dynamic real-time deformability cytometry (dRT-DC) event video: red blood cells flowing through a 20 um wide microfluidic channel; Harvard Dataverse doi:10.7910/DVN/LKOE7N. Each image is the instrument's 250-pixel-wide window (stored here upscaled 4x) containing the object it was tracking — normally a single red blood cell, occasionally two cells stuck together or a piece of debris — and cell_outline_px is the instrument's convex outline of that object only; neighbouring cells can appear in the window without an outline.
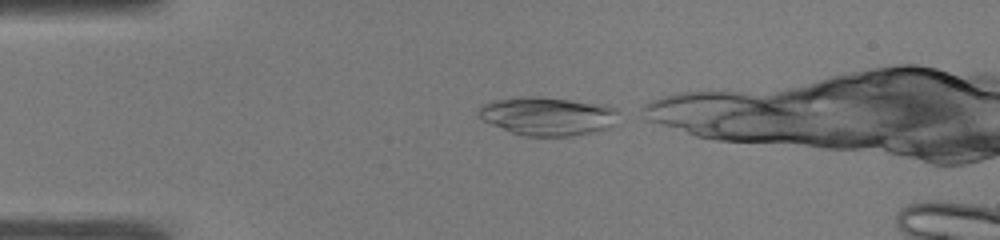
{"species": "common noctule bat (a hibernating species)", "species_latin": "Nyctalus noctula", "temperature_condition": "warm", "stored_images_in_passage": 31, "camera_frame_rate_fps": 3000, "um_per_image_px": 0.085, "animal": {"sex": "male", "body_mass_g": 19.0, "forearm_length_mm": 50.8}, "frame": {"image": 1, "passage_image": 1, "time_ms": 0.0, "image_size_px": [1000, 240], "cell_outline_px": [[620, 112], [612, 124], [604, 128], [588, 132], [568, 136], [524, 136], [512, 132], [492, 124], [476, 116], [476, 112], [480, 104], [496, 100], [536, 96], [600, 104], [616, 108]], "centroid_in_image_um": [46.48, 9.86], "position_along_channel_um": 38.5, "area_um2": 30.81}}
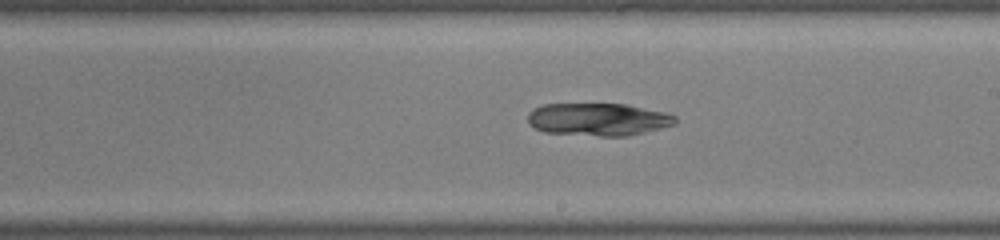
{"frame": {"image": 2, "passage_image": 19, "time_ms": 6.0, "image_size_px": [1000, 240], "cell_outline_px": [[676, 124], [628, 136], [600, 136], [544, 132], [536, 128], [528, 120], [528, 112], [544, 104], [624, 104], [664, 112], [676, 116]], "centroid_in_image_um": [50.86, 10.15], "position_along_channel_um": 238.1, "area_um2": 27.8}}
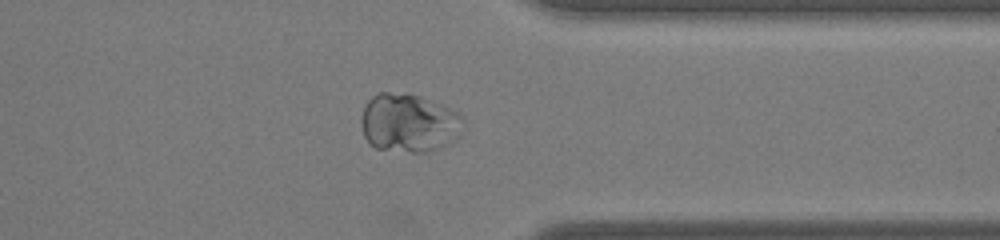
{"frame": {"image": 3, "passage_image": 30, "time_ms": 9.667, "image_size_px": [1000, 240], "cell_outline_px": [[464, 120], [460, 132], [456, 140], [448, 144], [428, 152], [412, 152], [376, 148], [364, 136], [360, 120], [364, 104], [372, 96], [380, 92], [388, 92], [416, 96], [440, 104], [464, 116]], "centroid_in_image_um": [34.74, 10.46], "position_along_channel_um": 376.7, "area_um2": 34.56}}